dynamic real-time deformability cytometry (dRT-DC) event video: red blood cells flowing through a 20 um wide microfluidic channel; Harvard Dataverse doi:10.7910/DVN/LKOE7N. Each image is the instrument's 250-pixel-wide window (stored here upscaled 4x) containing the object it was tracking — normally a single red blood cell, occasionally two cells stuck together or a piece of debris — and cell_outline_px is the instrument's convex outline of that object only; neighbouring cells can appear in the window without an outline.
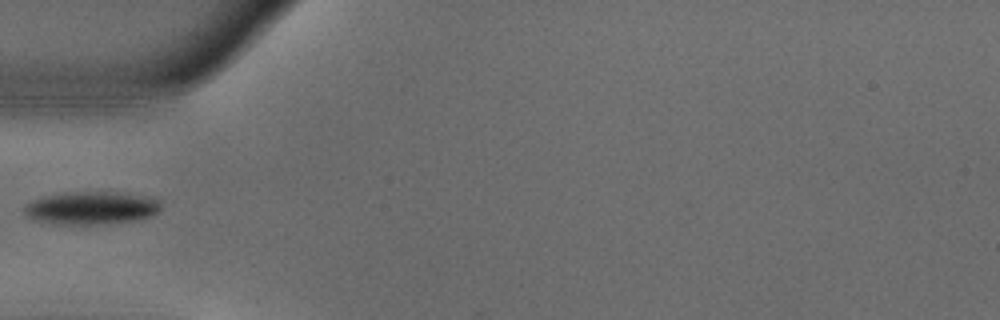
{"species": "common noctule bat (a hibernating species)", "species_latin": "Nyctalus noctula", "temperature_condition": "warm", "stored_images_in_passage": 36, "camera_frame_rate_fps": 3000, "um_per_image_px": 0.085, "animal": {"sex": "male", "body_mass_g": 18.8}, "frame": {"image": 1, "passage_image": 1, "time_ms": 0.0, "image_size_px": [1000, 320], "cell_outline_px": [[160, 208], [152, 216], [136, 220], [108, 224], [56, 224], [36, 220], [28, 216], [24, 212], [24, 208], [32, 200], [72, 192], [116, 192], [144, 196], [160, 200]], "centroid_in_image_um": [7.81, 17.69], "position_along_channel_um": 77.2, "area_um2": 25.78}}